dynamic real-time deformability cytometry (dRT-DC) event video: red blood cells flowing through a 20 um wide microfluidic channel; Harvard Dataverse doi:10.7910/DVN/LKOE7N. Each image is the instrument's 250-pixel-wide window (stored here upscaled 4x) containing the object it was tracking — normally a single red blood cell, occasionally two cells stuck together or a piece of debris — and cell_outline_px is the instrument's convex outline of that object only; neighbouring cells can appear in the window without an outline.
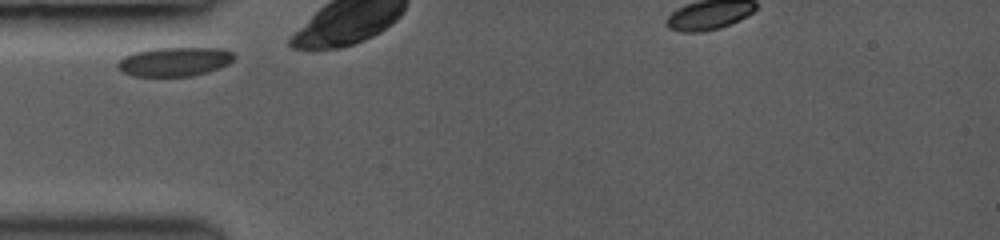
{"species": "common noctule bat (a hibernating species)", "species_latin": "Nyctalus noctula", "temperature_condition": "room temperature", "stored_images_in_passage": 11, "camera_frame_rate_fps": 3000, "um_per_image_px": 0.085, "animal": {"sex": "female", "body_mass_g": 19.0, "forearm_length_mm": 53.3}, "frame": {"image": 1, "passage_image": 1, "time_ms": 0.0, "image_size_px": [1000, 240], "cell_outline_px": [[236, 56], [228, 64], [220, 68], [208, 72], [192, 76], [132, 76], [120, 72], [116, 68], [116, 64], [124, 56], [132, 52], [152, 48], [224, 48], [232, 52]], "centroid_in_image_um": [14.8, 5.24], "position_along_channel_um": 70.2, "area_um2": 20.06}}